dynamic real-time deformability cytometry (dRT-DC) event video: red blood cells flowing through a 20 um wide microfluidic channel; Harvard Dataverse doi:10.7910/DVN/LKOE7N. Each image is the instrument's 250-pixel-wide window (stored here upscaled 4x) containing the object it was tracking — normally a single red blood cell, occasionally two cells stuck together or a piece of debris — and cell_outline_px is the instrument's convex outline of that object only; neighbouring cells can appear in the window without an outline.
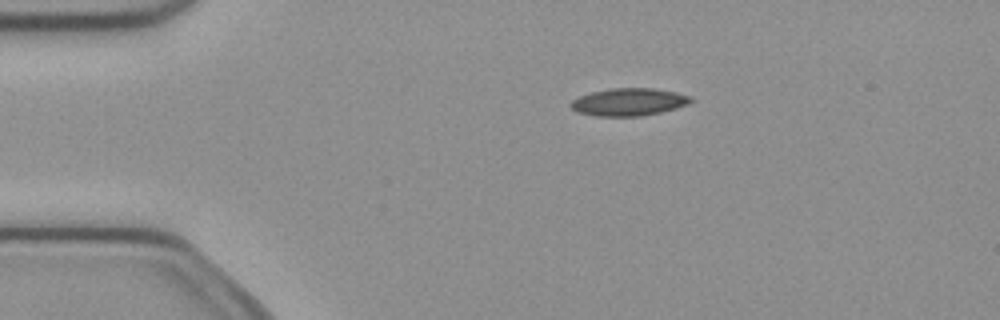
{"species": "common noctule bat (a hibernating species)", "species_latin": "Nyctalus noctula", "temperature_condition": "cold", "stored_images_in_passage": 4, "camera_frame_rate_fps": 3000, "um_per_image_px": 0.085, "animal": {"sex": "female", "body_mass_g": 21.9}, "frame": {"image": 1, "passage_image": 3, "time_ms": 0.667, "image_size_px": [1000, 320], "cell_outline_px": [[696, 100], [688, 104], [676, 108], [660, 112], [640, 116], [596, 116], [576, 112], [568, 104], [572, 100], [580, 96], [592, 92], [612, 88], [652, 88], [676, 92], [692, 96]], "centroid_in_image_um": [53.47, 8.67], "position_along_channel_um": 31.5, "area_um2": 19.36}}